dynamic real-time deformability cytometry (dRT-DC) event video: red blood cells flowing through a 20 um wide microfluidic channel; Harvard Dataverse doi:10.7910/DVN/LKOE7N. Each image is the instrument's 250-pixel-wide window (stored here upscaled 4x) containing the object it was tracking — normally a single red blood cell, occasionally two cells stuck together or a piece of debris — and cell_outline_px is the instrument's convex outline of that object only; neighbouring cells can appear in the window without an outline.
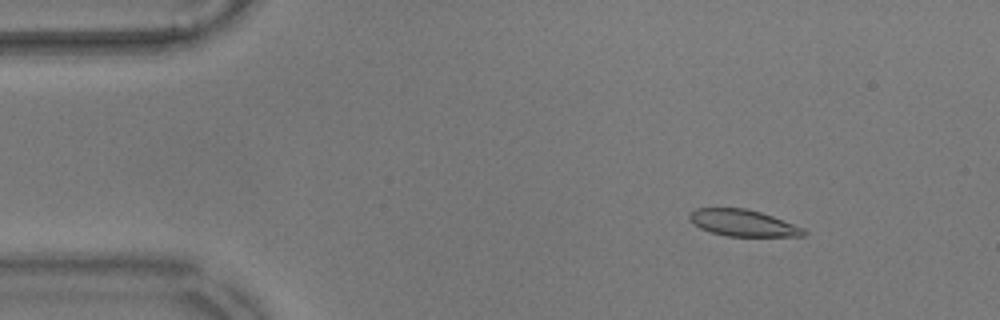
{"species": "common noctule bat (a hibernating species)", "species_latin": "Nyctalus noctula", "temperature_condition": "warm", "stored_images_in_passage": 56, "camera_frame_rate_fps": 3000, "um_per_image_px": 0.085, "animal": {"sex": "male", "body_mass_g": 17.9}, "frame": {"image": 1, "passage_image": 7, "time_ms": 2.0, "image_size_px": [1000, 320], "cell_outline_px": [[808, 232], [804, 236], [728, 236], [712, 232], [700, 228], [692, 224], [688, 220], [688, 212], [696, 208], [744, 208], [760, 212], [772, 216], [804, 228]], "centroid_in_image_um": [63.11, 18.95], "position_along_channel_um": 21.9, "area_um2": 17.74}}
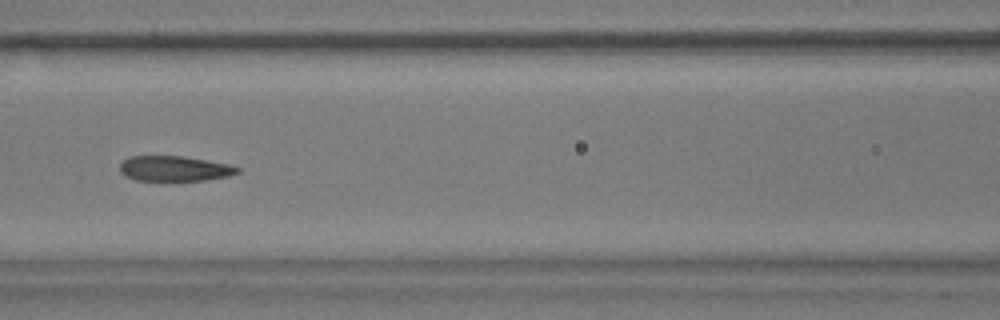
{"frame": {"image": 2, "passage_image": 24, "time_ms": 7.667, "image_size_px": [1000, 320], "cell_outline_px": [[240, 172], [228, 176], [204, 180], [136, 180], [124, 176], [120, 172], [120, 164], [128, 156], [184, 156], [232, 164], [240, 168]], "centroid_in_image_um": [14.85, 14.32], "position_along_channel_um": 151.8, "area_um2": 17.4}}
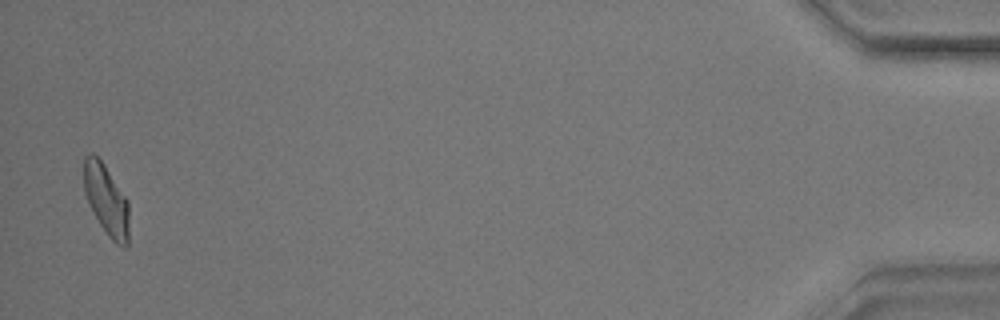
{"frame": {"image": 3, "passage_image": 55, "time_ms": 18.0, "image_size_px": [1000, 320], "cell_outline_px": [[128, 244], [124, 248], [116, 244], [108, 236], [92, 212], [88, 204], [84, 192], [84, 156], [92, 152], [104, 164], [128, 200]], "centroid_in_image_um": [9.03, 17.0], "position_along_channel_um": 426.2, "area_um2": 18.67}, "authors_computed_cell_mechanics": {"area_um2": 18.4382, "velocity_mm_per_s": 3.5476, "shape_relaxation_time_tau1_ms": 8.2581, "shape_relaxation_time_tau2_ms": 2.007, "deformation_change_tau1": 0.229, "deformation_change_tau2": 0.0992}}